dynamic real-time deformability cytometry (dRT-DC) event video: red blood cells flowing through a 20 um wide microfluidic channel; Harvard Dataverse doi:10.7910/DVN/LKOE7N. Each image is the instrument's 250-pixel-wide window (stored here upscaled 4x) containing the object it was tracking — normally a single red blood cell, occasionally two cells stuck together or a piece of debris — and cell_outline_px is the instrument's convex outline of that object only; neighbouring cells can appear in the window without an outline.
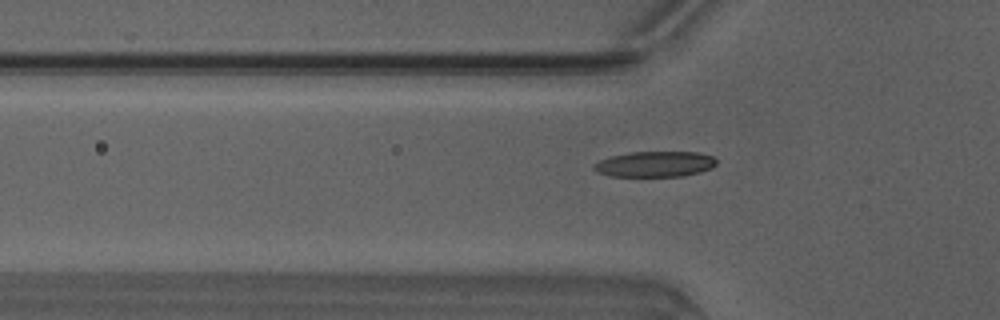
{"species": "Egyptian fruit bat (a non-hibernating species)", "species_latin": "Rousettus aegyptiacus", "temperature_condition": "warm", "stored_images_in_passage": 34, "camera_frame_rate_fps": 3000, "um_per_image_px": 0.085, "animal": {"sex": "male"}, "frame": {"image": 1, "passage_image": 6, "time_ms": 1.667, "image_size_px": [1000, 320], "cell_outline_px": [[716, 164], [712, 168], [700, 172], [684, 176], [612, 176], [596, 172], [592, 168], [592, 164], [600, 160], [612, 156], [628, 152], [696, 152], [712, 156], [716, 160]], "centroid_in_image_um": [55.65, 13.95], "position_along_channel_um": 70.1, "area_um2": 18.32}}
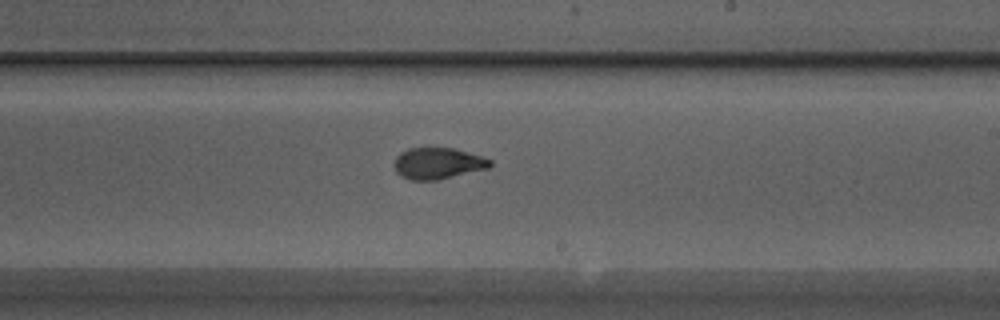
{"frame": {"image": 2, "passage_image": 19, "time_ms": 6.0, "image_size_px": [1000, 320], "cell_outline_px": [[492, 164], [488, 168], [436, 180], [412, 180], [400, 176], [396, 172], [392, 164], [396, 156], [400, 152], [408, 148], [456, 148], [484, 156], [492, 160]], "centroid_in_image_um": [37.2, 13.87], "position_along_channel_um": 251.8, "area_um2": 17.74}}
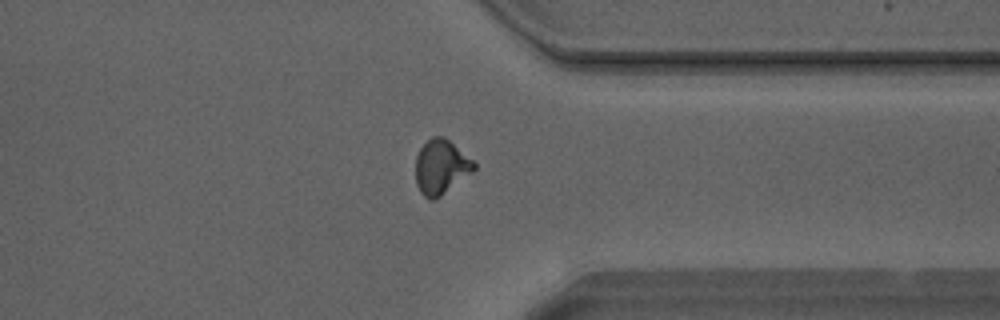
{"frame": {"image": 3, "passage_image": 28, "time_ms": 9.0, "image_size_px": [1000, 320], "cell_outline_px": [[476, 168], [472, 172], [440, 196], [432, 200], [428, 200], [420, 192], [416, 184], [416, 156], [420, 148], [432, 136], [444, 136], [472, 160], [476, 164]], "centroid_in_image_um": [37.46, 14.19], "position_along_channel_um": 373.9, "area_um2": 18.32}}